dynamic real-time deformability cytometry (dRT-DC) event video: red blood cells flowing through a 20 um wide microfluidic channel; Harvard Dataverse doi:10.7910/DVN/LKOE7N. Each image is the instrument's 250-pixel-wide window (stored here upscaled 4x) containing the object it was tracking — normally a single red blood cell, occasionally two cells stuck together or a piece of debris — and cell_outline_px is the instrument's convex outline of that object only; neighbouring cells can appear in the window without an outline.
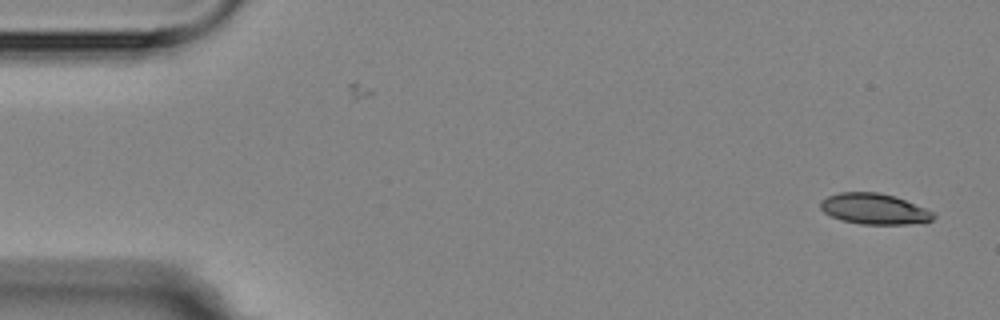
{"species": "Egyptian fruit bat (a non-hibernating species)", "species_latin": "Rousettus aegyptiacus", "temperature_condition": "room temperature", "stored_images_in_passage": 2, "camera_frame_rate_fps": 3000, "um_per_image_px": 0.085, "animal": {"sex": "female"}, "frame": {"image": 1, "passage_image": 2, "time_ms": 1.0, "image_size_px": [1000, 320], "cell_outline_px": [[936, 216], [932, 220], [908, 224], [860, 224], [840, 220], [824, 212], [820, 208], [820, 200], [828, 196], [840, 192], [880, 192], [896, 196], [924, 208], [932, 212]], "centroid_in_image_um": [74.28, 17.75], "position_along_channel_um": 10.7, "area_um2": 20.23}}